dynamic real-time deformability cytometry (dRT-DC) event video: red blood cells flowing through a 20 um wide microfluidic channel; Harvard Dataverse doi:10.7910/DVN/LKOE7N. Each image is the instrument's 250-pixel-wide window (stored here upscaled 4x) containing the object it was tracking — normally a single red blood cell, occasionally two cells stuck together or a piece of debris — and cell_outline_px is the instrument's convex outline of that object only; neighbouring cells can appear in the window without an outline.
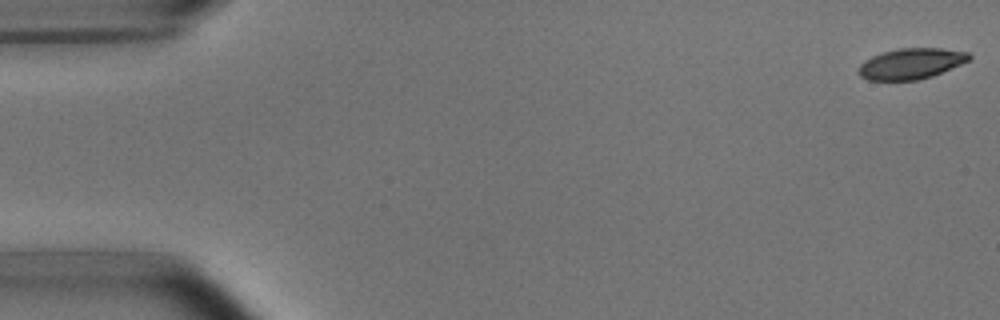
{"species": "common noctule bat (a hibernating species)", "species_latin": "Nyctalus noctula", "temperature_condition": "room temperature", "stored_images_in_passage": 6, "camera_frame_rate_fps": 3000, "um_per_image_px": 0.085, "animal": {"sex": "male", "body_mass_g": 15.6}, "frame": {"image": 1, "passage_image": 1, "time_ms": 0.0, "image_size_px": [1000, 320], "cell_outline_px": [[972, 56], [968, 60], [960, 64], [932, 76], [916, 80], [868, 80], [860, 76], [856, 72], [860, 64], [864, 60], [872, 56], [884, 52], [900, 48], [940, 48], [968, 52]], "centroid_in_image_um": [77.4, 5.41], "position_along_channel_um": 7.6, "area_um2": 19.71}}
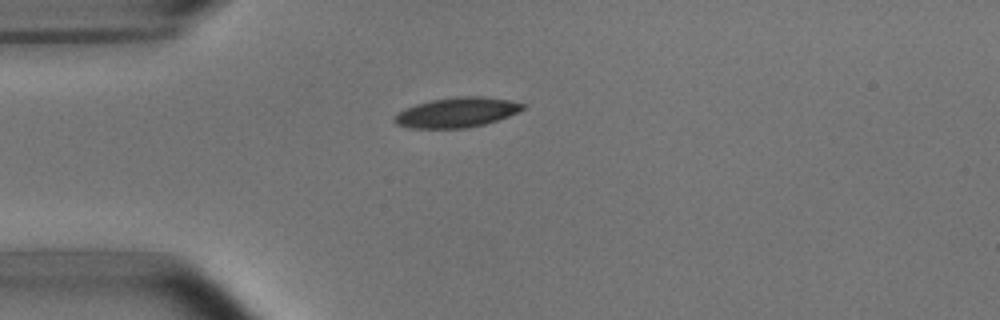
{"frame": {"image": 2, "passage_image": 4, "time_ms": 4.333, "image_size_px": [1000, 320], "cell_outline_px": [[524, 108], [508, 116], [484, 124], [464, 128], [412, 128], [396, 124], [392, 120], [392, 116], [404, 108], [416, 104], [432, 100], [460, 96], [484, 96], [508, 100], [524, 104]], "centroid_in_image_um": [38.76, 9.55], "position_along_channel_um": 46.2, "area_um2": 22.2}}